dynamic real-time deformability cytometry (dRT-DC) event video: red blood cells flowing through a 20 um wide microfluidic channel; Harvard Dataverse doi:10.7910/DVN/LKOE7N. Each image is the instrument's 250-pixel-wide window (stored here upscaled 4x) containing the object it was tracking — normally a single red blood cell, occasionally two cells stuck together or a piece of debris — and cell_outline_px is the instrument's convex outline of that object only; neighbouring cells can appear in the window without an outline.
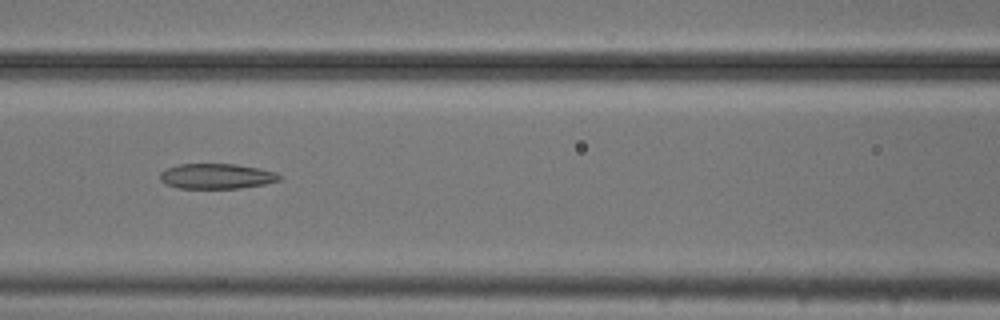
{"species": "common noctule bat (a hibernating species)", "species_latin": "Nyctalus noctula", "temperature_condition": "cold", "stored_images_in_passage": 48, "camera_frame_rate_fps": 3000, "um_per_image_px": 0.085, "animal": {"sex": "male", "body_mass_g": 20.5, "forearm_length_mm": 52.5}, "frame": {"image": 1, "passage_image": 23, "time_ms": 7.333, "image_size_px": [1000, 320], "cell_outline_px": [[284, 176], [280, 180], [264, 184], [240, 188], [176, 188], [164, 184], [160, 180], [160, 172], [168, 168], [180, 164], [236, 164], [260, 168], [276, 172]], "centroid_in_image_um": [18.43, 14.98], "position_along_channel_um": 148.2, "area_um2": 17.69}}
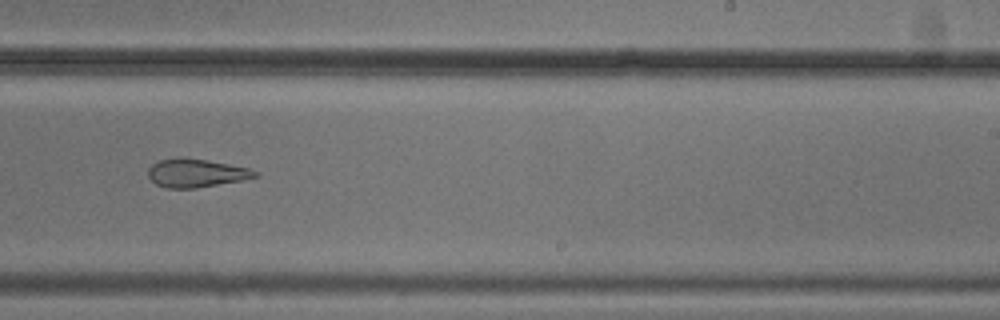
{"frame": {"image": 2, "passage_image": 33, "time_ms": 10.667, "image_size_px": [1000, 320], "cell_outline_px": [[260, 176], [244, 180], [196, 188], [164, 188], [156, 184], [148, 176], [148, 168], [152, 164], [160, 160], [176, 156], [184, 156], [208, 160], [248, 168], [260, 172]], "centroid_in_image_um": [16.67, 14.69], "position_along_channel_um": 272.3, "area_um2": 18.03}}
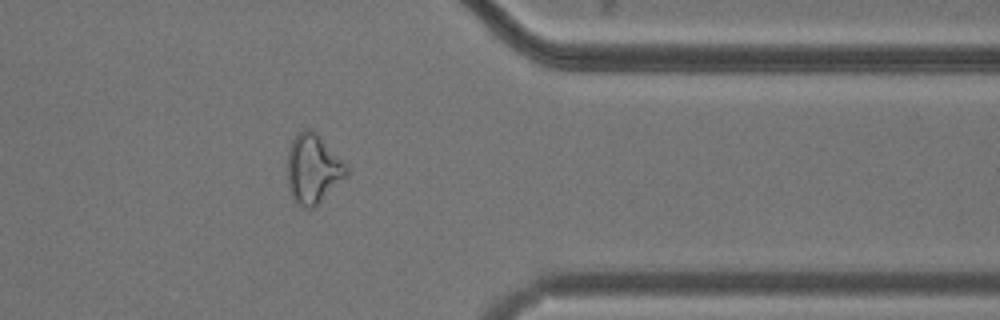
{"frame": {"image": 3, "passage_image": 43, "time_ms": 14.0, "image_size_px": [1000, 320], "cell_outline_px": [[348, 176], [312, 208], [308, 208], [300, 204], [292, 196], [288, 188], [288, 152], [292, 140], [304, 128], [312, 128], [348, 164]], "centroid_in_image_um": [26.64, 14.31], "position_along_channel_um": 384.8, "area_um2": 23.76}}